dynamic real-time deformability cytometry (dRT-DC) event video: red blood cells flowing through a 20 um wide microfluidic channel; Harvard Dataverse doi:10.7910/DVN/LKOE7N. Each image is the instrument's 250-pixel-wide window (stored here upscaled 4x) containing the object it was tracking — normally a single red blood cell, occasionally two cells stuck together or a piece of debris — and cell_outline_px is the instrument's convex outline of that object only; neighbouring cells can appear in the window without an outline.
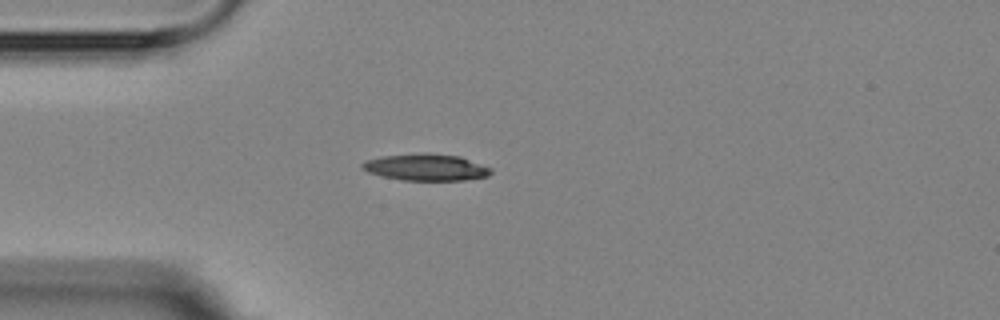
{"species": "Egyptian fruit bat (a non-hibernating species)", "species_latin": "Rousettus aegyptiacus", "temperature_condition": "room temperature", "stored_images_in_passage": 1, "camera_frame_rate_fps": 3000, "um_per_image_px": 0.085, "animal": {"sex": "female"}, "frame": {"image": 1, "passage_image": 1, "time_ms": 0.0, "image_size_px": [1000, 320], "cell_outline_px": [[492, 172], [488, 176], [464, 180], [400, 180], [368, 172], [360, 168], [360, 164], [364, 160], [380, 156], [460, 156], [492, 168]], "centroid_in_image_um": [36.2, 14.27], "position_along_channel_um": 48.8, "area_um2": 19.07}}